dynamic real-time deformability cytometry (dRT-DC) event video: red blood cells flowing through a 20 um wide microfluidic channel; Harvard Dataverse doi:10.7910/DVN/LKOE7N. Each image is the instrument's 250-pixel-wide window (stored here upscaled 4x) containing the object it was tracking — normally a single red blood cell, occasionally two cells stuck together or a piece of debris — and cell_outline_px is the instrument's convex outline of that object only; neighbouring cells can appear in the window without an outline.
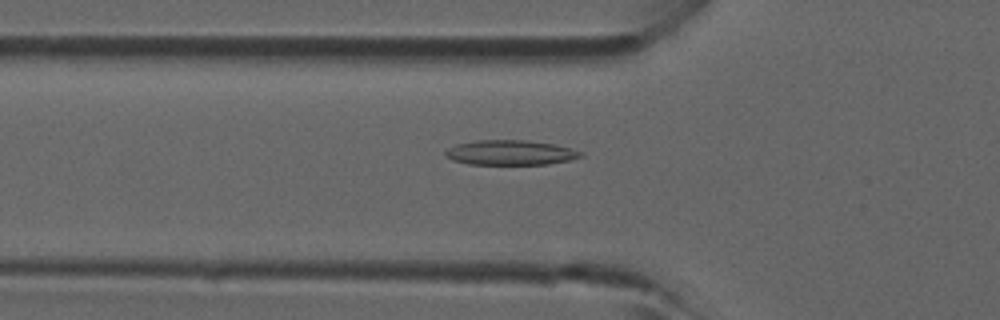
{"species": "common noctule bat (a hibernating species)", "species_latin": "Nyctalus noctula", "temperature_condition": "room temperature", "stored_images_in_passage": 34, "camera_frame_rate_fps": 3000, "um_per_image_px": 0.085, "animal": {"sex": "male", "forearm_length_mm": 52.5}, "frame": {"image": 1, "passage_image": 4, "time_ms": 1.0, "image_size_px": [1000, 320], "cell_outline_px": [[584, 156], [568, 160], [548, 164], [468, 164], [452, 160], [444, 156], [444, 152], [448, 148], [460, 144], [476, 140], [524, 140], [552, 144], [584, 152]], "centroid_in_image_um": [43.36, 12.98], "position_along_channel_um": 82.4, "area_um2": 19.42}}
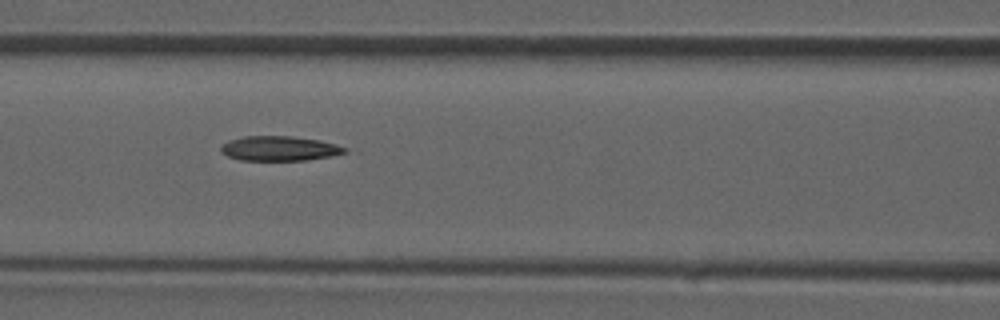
{"frame": {"image": 2, "passage_image": 8, "time_ms": 2.333, "image_size_px": [1000, 320], "cell_outline_px": [[348, 152], [332, 156], [308, 160], [240, 160], [228, 156], [220, 152], [220, 144], [228, 140], [244, 136], [292, 136], [320, 140], [336, 144], [348, 148]], "centroid_in_image_um": [23.75, 12.61], "position_along_channel_um": 142.9, "area_um2": 18.09}}
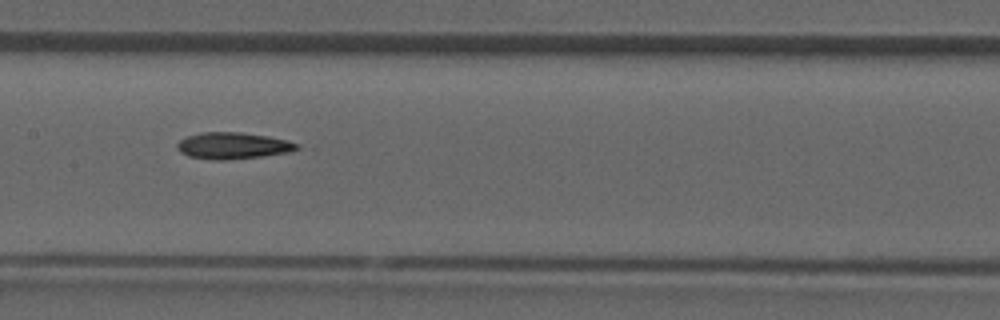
{"frame": {"image": 3, "passage_image": 11, "time_ms": 3.333, "image_size_px": [1000, 320], "cell_outline_px": [[300, 148], [292, 152], [264, 156], [228, 160], [212, 160], [188, 156], [180, 152], [176, 148], [176, 144], [180, 140], [188, 136], [200, 132], [240, 132], [268, 136], [288, 140], [300, 144]], "centroid_in_image_um": [19.83, 12.39], "position_along_channel_um": 187.6, "area_um2": 18.84}}